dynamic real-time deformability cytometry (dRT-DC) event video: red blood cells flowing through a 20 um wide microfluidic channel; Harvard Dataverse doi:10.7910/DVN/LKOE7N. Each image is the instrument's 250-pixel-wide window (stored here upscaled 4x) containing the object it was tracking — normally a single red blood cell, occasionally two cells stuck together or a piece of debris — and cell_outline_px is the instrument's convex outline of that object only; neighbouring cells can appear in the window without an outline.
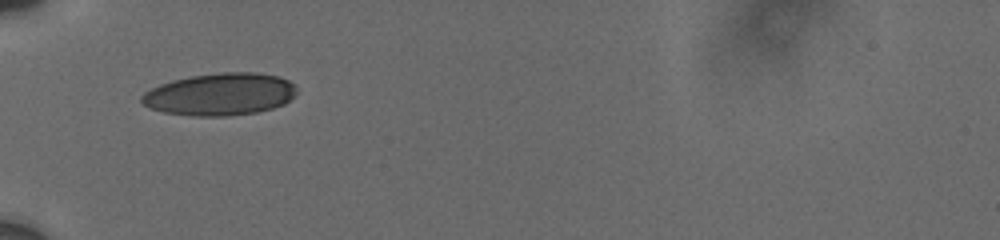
{"species": "human", "species_latin": "Homo sapiens", "temperature_condition": "cold", "stored_images_in_passage": 1, "camera_frame_rate_fps": 3000, "um_per_image_px": 0.085, "donor": {"sex": "male"}, "frame": {"image": 1, "passage_image": 1, "time_ms": 0.0, "image_size_px": [1000, 240], "cell_outline_px": [[296, 92], [284, 104], [272, 108], [256, 112], [228, 116], [196, 116], [164, 112], [152, 108], [144, 104], [140, 100], [140, 96], [144, 92], [160, 84], [172, 80], [192, 76], [220, 72], [256, 72], [280, 76], [288, 80], [296, 88]], "centroid_in_image_um": [18.7, 8.0], "position_along_channel_um": 66.3, "area_um2": 38.09}}